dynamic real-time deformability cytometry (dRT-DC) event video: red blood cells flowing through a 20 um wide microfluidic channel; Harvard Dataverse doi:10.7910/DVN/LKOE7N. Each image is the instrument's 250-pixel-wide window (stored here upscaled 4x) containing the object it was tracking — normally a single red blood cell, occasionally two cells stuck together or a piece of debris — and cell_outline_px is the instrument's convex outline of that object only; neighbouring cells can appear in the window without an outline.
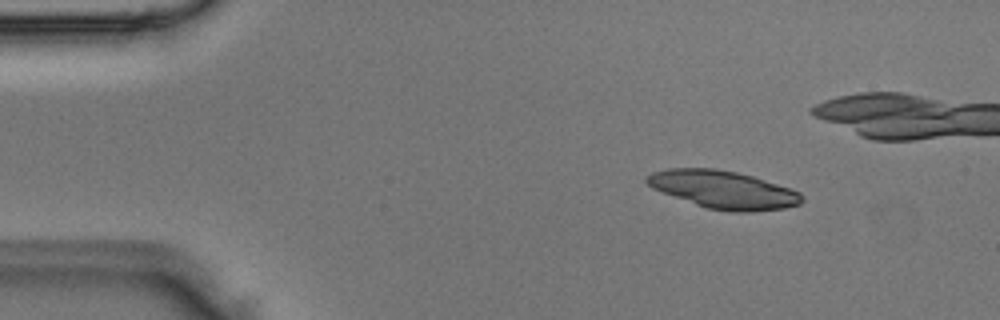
{"species": "Egyptian fruit bat (a non-hibernating species)", "species_latin": "Rousettus aegyptiacus", "temperature_condition": "room temperature", "stored_images_in_passage": 4, "camera_frame_rate_fps": 3000, "um_per_image_px": 0.085, "animal": {"sex": "male"}, "frame": {"image": 1, "passage_image": 1, "time_ms": 0.0, "image_size_px": [1000, 320], "cell_outline_px": [[804, 200], [800, 204], [784, 208], [752, 212], [732, 212], [708, 208], [696, 204], [652, 188], [644, 180], [644, 176], [652, 172], [668, 168], [716, 168], [736, 172], [752, 176], [800, 192], [804, 196]], "centroid_in_image_um": [61.48, 16.11], "position_along_channel_um": 23.5, "area_um2": 33.99}}